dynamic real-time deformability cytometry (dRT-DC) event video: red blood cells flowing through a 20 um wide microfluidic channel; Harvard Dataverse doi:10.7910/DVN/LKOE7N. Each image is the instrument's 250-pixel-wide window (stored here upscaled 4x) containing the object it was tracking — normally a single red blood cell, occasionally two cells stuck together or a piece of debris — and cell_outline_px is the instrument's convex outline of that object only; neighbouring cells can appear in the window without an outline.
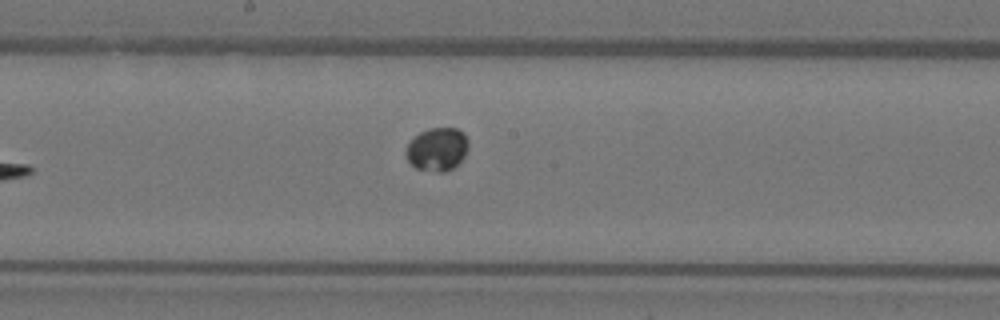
{"species": "Egyptian fruit bat (a non-hibernating species)", "species_latin": "Rousettus aegyptiacus", "temperature_condition": "warm", "stored_images_in_passage": 9, "camera_frame_rate_fps": 3000, "um_per_image_px": 0.085, "animal": {"sex": "female"}, "frame": {"image": 1, "passage_image": 9, "time_ms": 2.667, "image_size_px": [1000, 320], "cell_outline_px": [[468, 148], [464, 156], [452, 168], [444, 172], [436, 172], [416, 168], [408, 160], [404, 152], [408, 144], [420, 132], [428, 128], [456, 128], [464, 132], [468, 140]], "centroid_in_image_um": [37.16, 12.67], "position_along_channel_um": 211.0, "area_um2": 15.66}}